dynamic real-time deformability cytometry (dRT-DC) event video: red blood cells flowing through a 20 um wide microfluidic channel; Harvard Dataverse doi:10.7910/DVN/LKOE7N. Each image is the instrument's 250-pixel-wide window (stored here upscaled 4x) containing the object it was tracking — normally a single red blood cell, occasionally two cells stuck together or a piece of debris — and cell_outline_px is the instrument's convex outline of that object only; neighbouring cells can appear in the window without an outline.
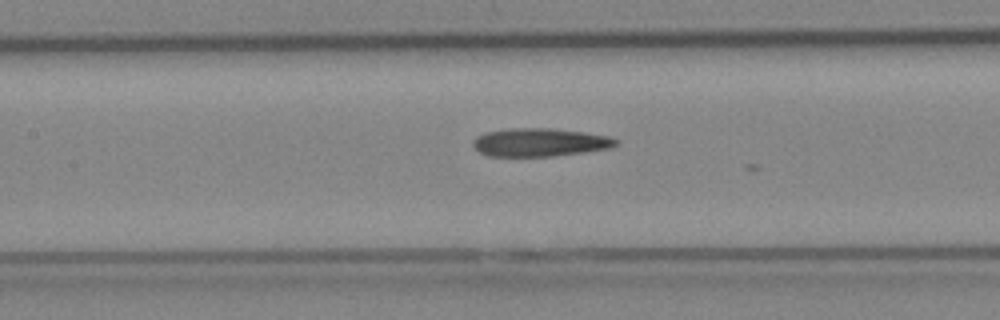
{"species": "Egyptian fruit bat (a non-hibernating species)", "species_latin": "Rousettus aegyptiacus", "temperature_condition": "cold", "stored_images_in_passage": 7, "camera_frame_rate_fps": 3000, "um_per_image_px": 0.085, "animal": {"sex": "female"}, "frame": {"image": 1, "passage_image": 6, "time_ms": 1.667, "image_size_px": [1000, 320], "cell_outline_px": [[620, 144], [612, 148], [584, 152], [552, 156], [488, 156], [480, 152], [472, 144], [472, 140], [476, 136], [484, 132], [508, 128], [552, 128], [584, 132], [608, 136], [620, 140]], "centroid_in_image_um": [45.91, 12.09], "position_along_channel_um": 161.5, "area_um2": 23.76}}